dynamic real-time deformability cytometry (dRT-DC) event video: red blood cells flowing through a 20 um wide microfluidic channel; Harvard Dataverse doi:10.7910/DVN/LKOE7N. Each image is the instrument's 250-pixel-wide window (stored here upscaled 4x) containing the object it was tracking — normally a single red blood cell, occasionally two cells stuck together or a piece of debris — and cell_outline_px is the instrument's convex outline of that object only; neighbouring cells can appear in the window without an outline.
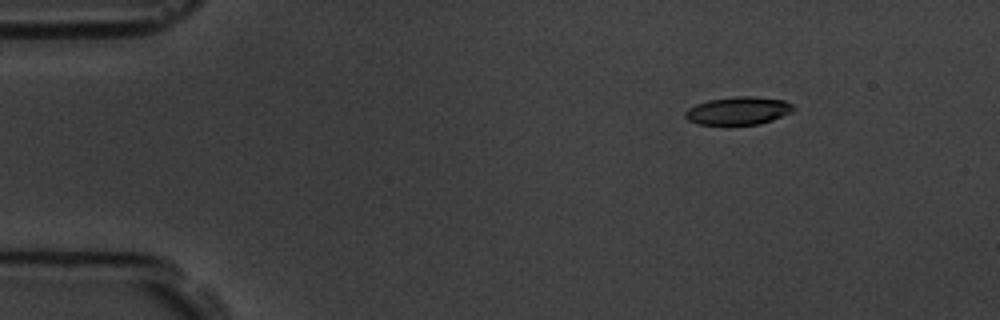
{"species": "common noctule bat (a hibernating species)", "species_latin": "Nyctalus noctula", "temperature_condition": "room temperature", "stored_images_in_passage": 4, "camera_frame_rate_fps": 3000, "um_per_image_px": 0.085, "animal": {"sex": "male", "body_mass_g": 19.5, "forearm_length_mm": 54.6}, "frame": {"image": 1, "passage_image": 1, "time_ms": 0.0, "image_size_px": [1000, 320], "cell_outline_px": [[796, 108], [792, 112], [772, 120], [760, 124], [700, 124], [688, 120], [684, 116], [684, 112], [688, 108], [696, 104], [708, 100], [736, 96], [752, 96], [784, 100], [792, 104]], "centroid_in_image_um": [62.76, 9.4], "position_along_channel_um": 22.2, "area_um2": 17.57}}